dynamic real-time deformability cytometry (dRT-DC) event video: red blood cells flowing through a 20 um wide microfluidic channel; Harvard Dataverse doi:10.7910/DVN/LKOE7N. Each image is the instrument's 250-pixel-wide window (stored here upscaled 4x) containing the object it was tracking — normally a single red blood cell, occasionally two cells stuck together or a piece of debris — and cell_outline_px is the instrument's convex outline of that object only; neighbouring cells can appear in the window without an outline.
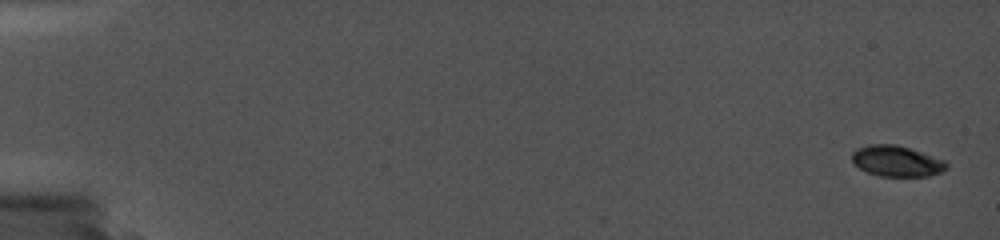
{"species": "common noctule bat (a hibernating species)", "species_latin": "Nyctalus noctula", "temperature_condition": "cold", "stored_images_in_passage": 9, "camera_frame_rate_fps": 5000, "um_per_image_px": 0.085, "animal": {"sex": "female", "body_mass_g": 19.0, "forearm_length_mm": 56.7}, "frame": {"image": 1, "passage_image": 1, "time_ms": 0.0, "image_size_px": [1000, 240], "cell_outline_px": [[948, 168], [940, 172], [928, 176], [880, 176], [868, 172], [860, 168], [852, 160], [852, 152], [856, 148], [868, 144], [896, 144], [944, 160], [948, 164]], "centroid_in_image_um": [76.2, 13.69], "position_along_channel_um": 8.8, "area_um2": 16.82}}
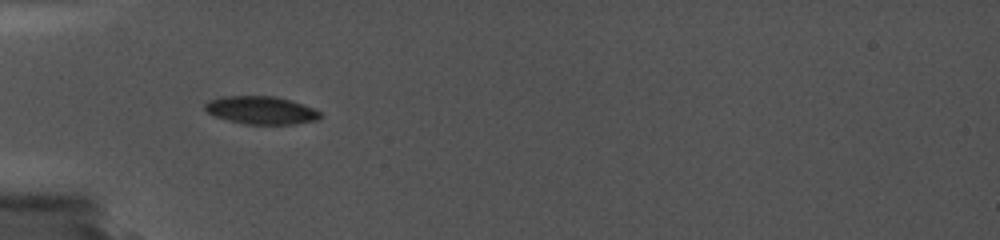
{"frame": {"image": 2, "passage_image": 6, "time_ms": 6.2, "image_size_px": [1000, 240], "cell_outline_px": [[324, 116], [316, 120], [292, 124], [244, 124], [228, 120], [216, 116], [208, 112], [204, 108], [204, 104], [208, 100], [220, 96], [276, 96], [292, 100], [324, 112]], "centroid_in_image_um": [22.23, 9.36], "position_along_channel_um": 62.8, "area_um2": 18.96}}
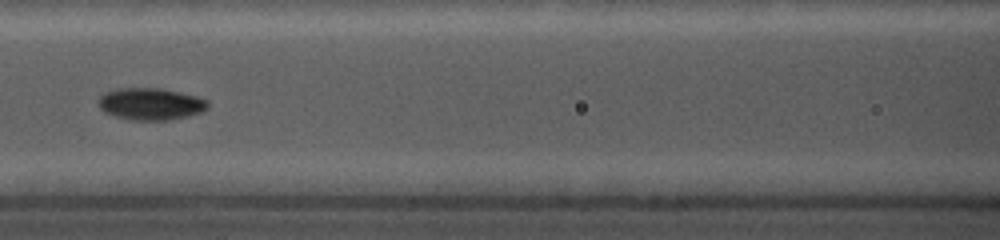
{"frame": {"image": 3, "passage_image": 8, "time_ms": 8.8, "image_size_px": [1000, 240], "cell_outline_px": [[208, 108], [200, 112], [188, 116], [168, 120], [136, 120], [116, 116], [104, 112], [100, 108], [96, 100], [104, 92], [116, 88], [160, 88], [180, 92], [196, 96], [208, 100]], "centroid_in_image_um": [12.78, 8.82], "position_along_channel_um": 153.8, "area_um2": 20.46}}